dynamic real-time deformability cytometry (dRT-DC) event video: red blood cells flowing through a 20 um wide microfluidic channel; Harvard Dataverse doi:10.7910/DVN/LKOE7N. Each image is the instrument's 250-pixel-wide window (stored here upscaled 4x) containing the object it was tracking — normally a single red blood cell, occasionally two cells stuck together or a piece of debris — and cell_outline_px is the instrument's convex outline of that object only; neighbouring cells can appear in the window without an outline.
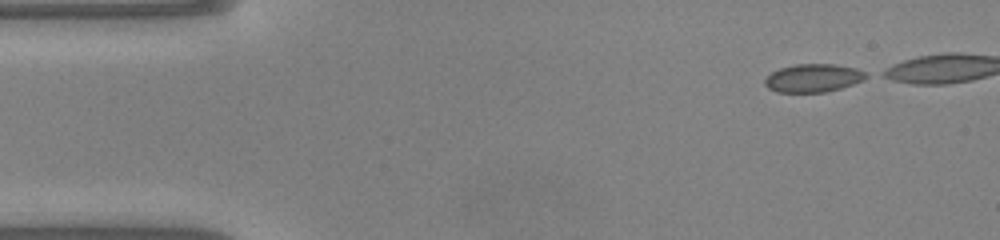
{"species": "common noctule bat (a hibernating species)", "species_latin": "Nyctalus noctula", "temperature_condition": "warm", "stored_images_in_passage": 36, "camera_frame_rate_fps": 3000, "um_per_image_px": 0.085, "animal": {"sex": "male", "body_mass_g": 20.0, "forearm_length_mm": 53.3}, "frame": {"image": 1, "passage_image": 1, "time_ms": 0.0, "image_size_px": [1000, 240], "cell_outline_px": [[872, 76], [864, 80], [840, 88], [824, 92], [776, 92], [768, 88], [764, 84], [764, 80], [772, 72], [780, 68], [796, 64], [832, 64], [856, 68]], "centroid_in_image_um": [69.14, 6.63], "position_along_channel_um": 15.9, "area_um2": 16.59}}
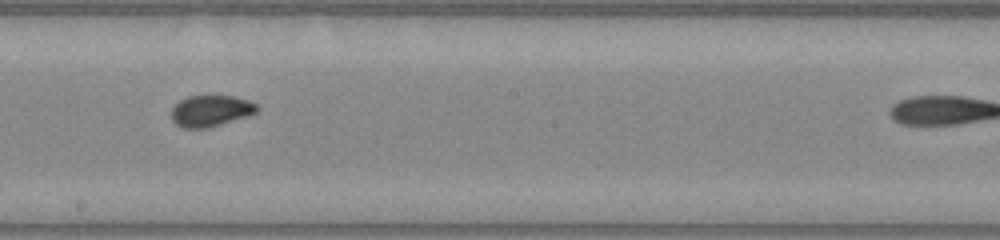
{"frame": {"image": 2, "passage_image": 23, "time_ms": 7.333, "image_size_px": [1000, 240], "cell_outline_px": [[260, 108], [256, 112], [248, 116], [208, 128], [184, 128], [176, 124], [172, 120], [172, 108], [180, 100], [188, 96], [232, 96], [248, 100], [256, 104]], "centroid_in_image_um": [17.92, 9.42], "position_along_channel_um": 230.3, "area_um2": 15.55}}
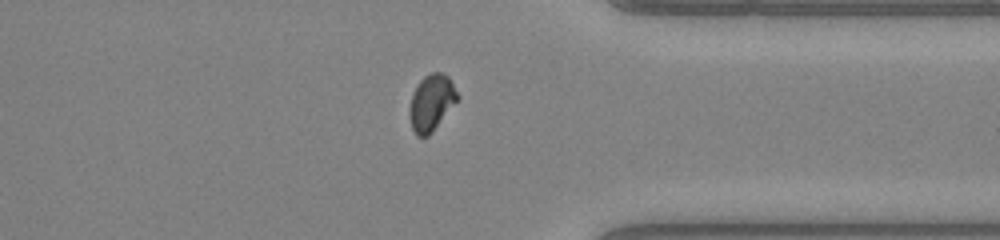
{"frame": {"image": 3, "passage_image": 34, "time_ms": 11.0, "image_size_px": [1000, 240], "cell_outline_px": [[460, 96], [432, 132], [428, 136], [416, 136], [412, 128], [408, 116], [408, 108], [412, 92], [416, 84], [424, 76], [432, 72], [444, 72], [448, 76]], "centroid_in_image_um": [36.63, 8.7], "position_along_channel_um": 374.8, "area_um2": 15.9}}